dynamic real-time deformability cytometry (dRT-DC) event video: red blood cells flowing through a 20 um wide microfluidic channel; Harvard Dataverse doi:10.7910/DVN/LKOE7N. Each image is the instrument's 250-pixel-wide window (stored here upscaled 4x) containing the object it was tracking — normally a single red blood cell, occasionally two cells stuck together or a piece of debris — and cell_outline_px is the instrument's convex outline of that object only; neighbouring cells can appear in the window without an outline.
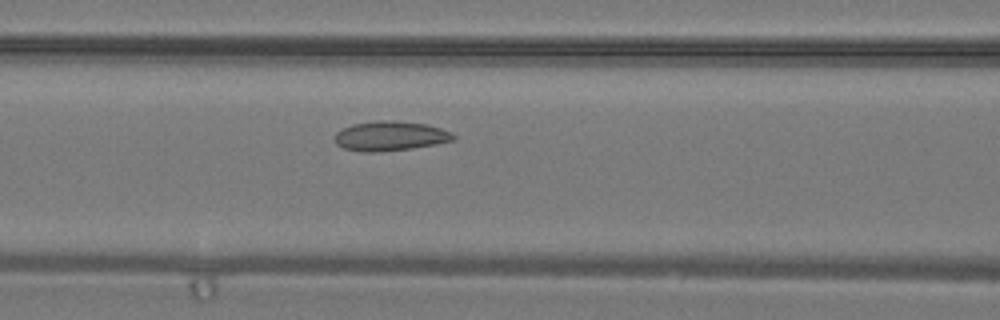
{"species": "common noctule bat (a hibernating species)", "species_latin": "Nyctalus noctula", "temperature_condition": "warm", "stored_images_in_passage": 29, "camera_frame_rate_fps": 3000, "um_per_image_px": 0.085, "animal": {"sex": "male", "body_mass_g": 19.2, "forearm_length_mm": 51.8}, "frame": {"image": 1, "passage_image": 13, "time_ms": 4.0, "image_size_px": [1000, 320], "cell_outline_px": [[456, 136], [452, 140], [436, 144], [412, 148], [376, 152], [364, 152], [344, 148], [336, 144], [332, 136], [336, 132], [352, 124], [376, 120], [396, 120], [428, 124], [452, 132]], "centroid_in_image_um": [33.14, 11.55], "position_along_channel_um": 133.5, "area_um2": 20.63}}
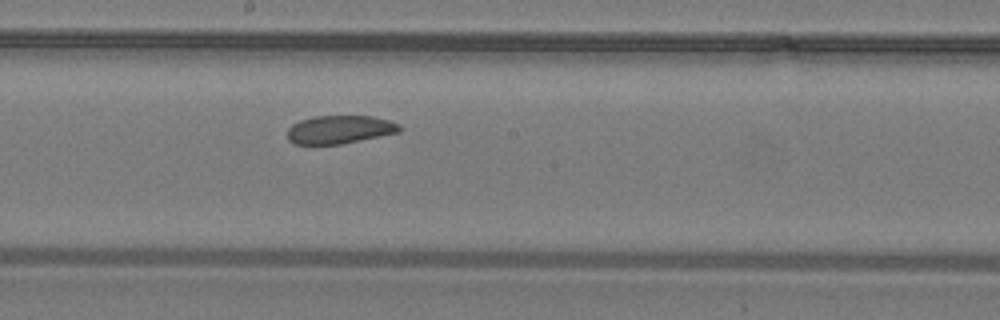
{"frame": {"image": 2, "passage_image": 18, "time_ms": 5.667, "image_size_px": [1000, 320], "cell_outline_px": [[400, 132], [340, 144], [292, 144], [288, 140], [288, 128], [292, 124], [300, 120], [312, 116], [372, 116], [388, 120], [400, 124]], "centroid_in_image_um": [28.84, 11.01], "position_along_channel_um": 219.4, "area_um2": 18.44}}
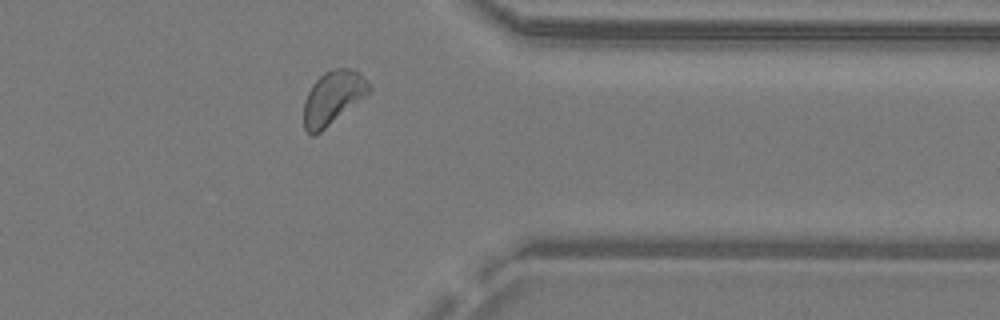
{"frame": {"image": 3, "passage_image": 28, "time_ms": 9.0, "image_size_px": [1000, 320], "cell_outline_px": [[372, 88], [364, 96], [320, 132], [312, 136], [304, 128], [304, 100], [312, 84], [324, 72], [332, 68], [348, 68], [360, 72], [372, 84]], "centroid_in_image_um": [28.29, 8.26], "position_along_channel_um": 383.1, "area_um2": 20.11}}